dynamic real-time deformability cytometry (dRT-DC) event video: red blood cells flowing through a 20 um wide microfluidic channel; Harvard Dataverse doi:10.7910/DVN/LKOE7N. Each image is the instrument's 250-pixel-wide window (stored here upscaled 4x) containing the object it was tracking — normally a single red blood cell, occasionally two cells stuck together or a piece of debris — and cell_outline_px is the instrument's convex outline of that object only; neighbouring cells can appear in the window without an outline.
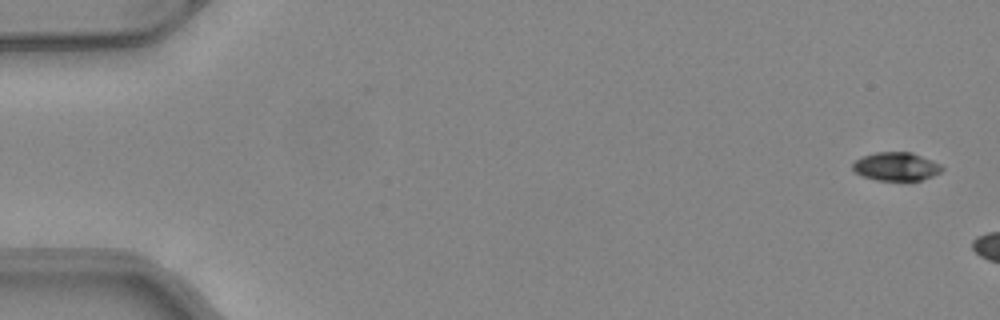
{"species": "common noctule bat (a hibernating species)", "species_latin": "Nyctalus noctula", "temperature_condition": "warm", "stored_images_in_passage": 5, "camera_frame_rate_fps": 3000, "um_per_image_px": 0.085, "animal": {"sex": "female", "body_mass_g": 24.6, "forearm_length_mm": 56.2}, "frame": {"image": 1, "passage_image": 1, "time_ms": 0.0, "image_size_px": [1000, 320], "cell_outline_px": [[944, 168], [940, 172], [932, 176], [920, 180], [876, 180], [864, 176], [856, 172], [852, 168], [852, 164], [856, 160], [864, 156], [876, 152], [912, 152], [932, 160], [940, 164]], "centroid_in_image_um": [76.19, 14.14], "position_along_channel_um": 8.8, "area_um2": 14.62}}